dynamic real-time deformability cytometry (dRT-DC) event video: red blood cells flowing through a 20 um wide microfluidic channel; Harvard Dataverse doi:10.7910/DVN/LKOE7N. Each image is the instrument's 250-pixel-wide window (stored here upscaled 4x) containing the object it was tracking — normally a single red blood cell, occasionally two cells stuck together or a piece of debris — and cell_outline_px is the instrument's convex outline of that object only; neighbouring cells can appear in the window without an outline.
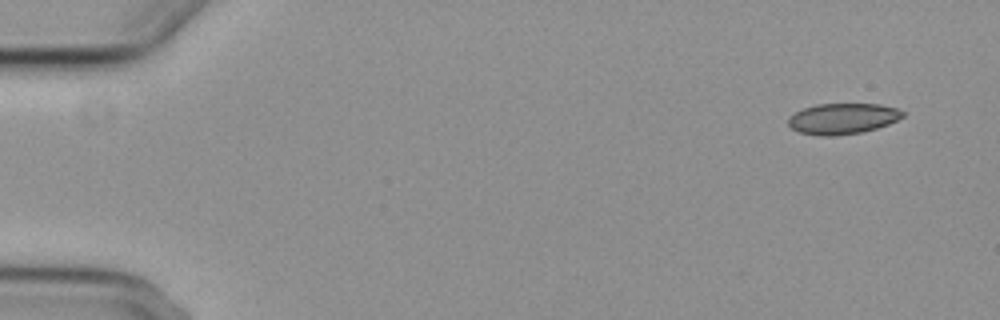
{"species": "common noctule bat (a hibernating species)", "species_latin": "Nyctalus noctula", "temperature_condition": "cold", "stored_images_in_passage": 6, "camera_frame_rate_fps": 3000, "um_per_image_px": 0.085, "animal": {"sex": "female", "body_mass_g": 29.2, "forearm_length_mm": 56.3}, "frame": {"image": 1, "passage_image": 1, "time_ms": 0.0, "image_size_px": [1000, 320], "cell_outline_px": [[904, 116], [888, 124], [864, 132], [836, 136], [820, 136], [800, 132], [792, 128], [788, 124], [788, 116], [804, 108], [816, 104], [880, 104], [896, 108], [904, 112]], "centroid_in_image_um": [71.61, 10.09], "position_along_channel_um": 13.4, "area_um2": 20.58}}
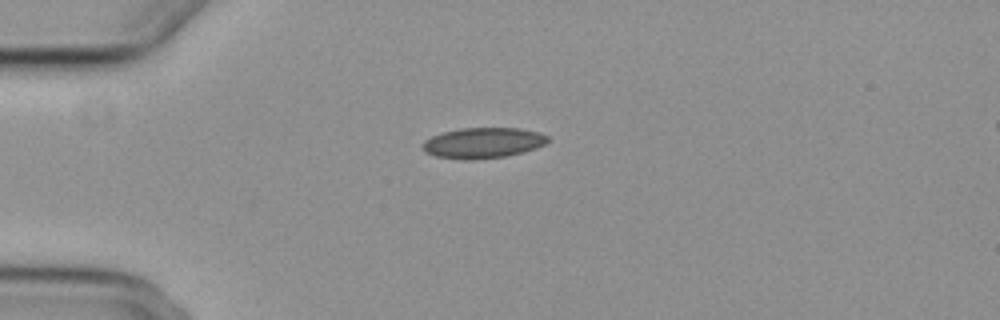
{"frame": {"image": 2, "passage_image": 4, "time_ms": 3.667, "image_size_px": [1000, 320], "cell_outline_px": [[548, 140], [544, 144], [536, 148], [524, 152], [504, 156], [476, 160], [464, 160], [436, 156], [424, 152], [420, 144], [424, 140], [432, 136], [444, 132], [460, 128], [520, 128], [540, 132], [548, 136]], "centroid_in_image_um": [41.03, 12.15], "position_along_channel_um": 44.0, "area_um2": 22.48}}
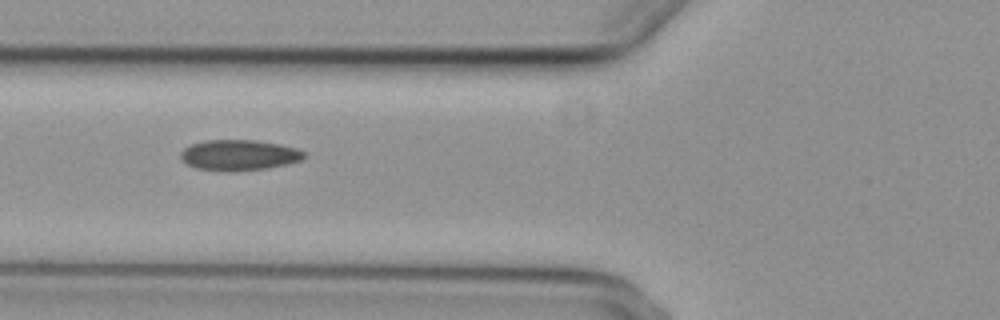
{"frame": {"image": 3, "passage_image": 6, "time_ms": 6.0, "image_size_px": [1000, 320], "cell_outline_px": [[308, 156], [300, 160], [288, 164], [268, 168], [236, 172], [224, 172], [196, 168], [188, 164], [180, 156], [180, 152], [184, 148], [192, 144], [204, 140], [256, 140], [280, 144], [296, 148], [304, 152]], "centroid_in_image_um": [20.34, 13.19], "position_along_channel_um": 105.5, "area_um2": 22.31}}